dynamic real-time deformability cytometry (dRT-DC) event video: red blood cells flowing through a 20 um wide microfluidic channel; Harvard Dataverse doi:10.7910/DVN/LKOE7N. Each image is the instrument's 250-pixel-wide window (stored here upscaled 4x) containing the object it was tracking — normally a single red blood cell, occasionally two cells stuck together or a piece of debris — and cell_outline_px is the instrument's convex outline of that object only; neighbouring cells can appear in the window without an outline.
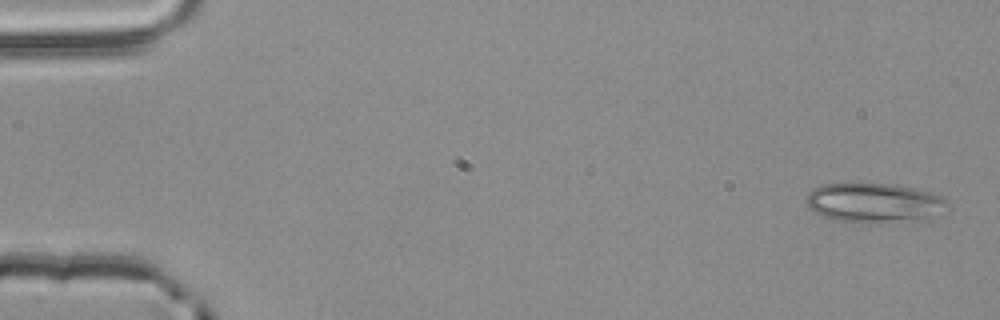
{"species": "common noctule bat (a hibernating species)", "species_latin": "Nyctalus noctula", "temperature_condition": "room temperature", "stored_images_in_passage": 5, "camera_frame_rate_fps": 3000, "um_per_image_px": 0.085, "animal": {"sex": "male", "body_mass_g": 20.4}, "frame": {"image": 1, "passage_image": 1, "time_ms": 0.0, "image_size_px": [1000, 320], "cell_outline_px": [[948, 204], [928, 220], [880, 224], [836, 220], [824, 216], [816, 212], [808, 204], [808, 196], [812, 188], [824, 184], [888, 184], [912, 188], [928, 192], [940, 196], [948, 200]], "centroid_in_image_um": [74.34, 17.27], "position_along_channel_um": 10.7, "area_um2": 32.25}}